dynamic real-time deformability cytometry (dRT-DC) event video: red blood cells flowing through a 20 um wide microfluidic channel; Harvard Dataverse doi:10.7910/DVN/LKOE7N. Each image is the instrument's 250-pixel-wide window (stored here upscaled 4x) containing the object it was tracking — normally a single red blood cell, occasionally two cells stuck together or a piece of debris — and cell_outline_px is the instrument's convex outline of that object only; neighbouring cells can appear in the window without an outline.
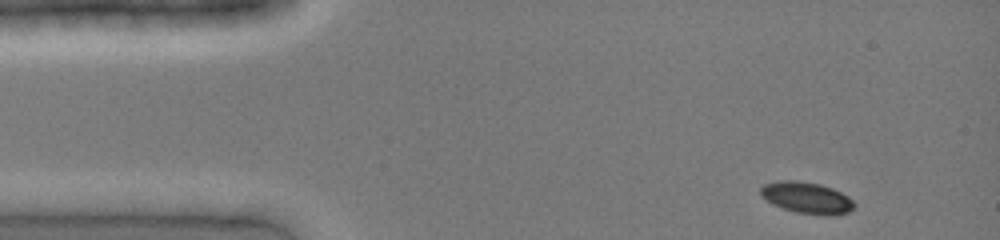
{"species": "common noctule bat (a hibernating species)", "species_latin": "Nyctalus noctula", "temperature_condition": "cold", "stored_images_in_passage": 33, "camera_frame_rate_fps": 3000, "um_per_image_px": 0.085, "animal": {"sex": "female", "body_mass_g": 19.0, "forearm_length_mm": 51.5}, "frame": {"image": 1, "passage_image": 1, "time_ms": 0.0, "image_size_px": [1000, 240], "cell_outline_px": [[856, 204], [848, 212], [836, 216], [824, 216], [796, 212], [772, 204], [760, 196], [760, 188], [764, 184], [780, 180], [796, 180], [820, 184], [832, 188], [848, 196]], "centroid_in_image_um": [68.57, 16.81], "position_along_channel_um": 16.4, "area_um2": 17.34}}
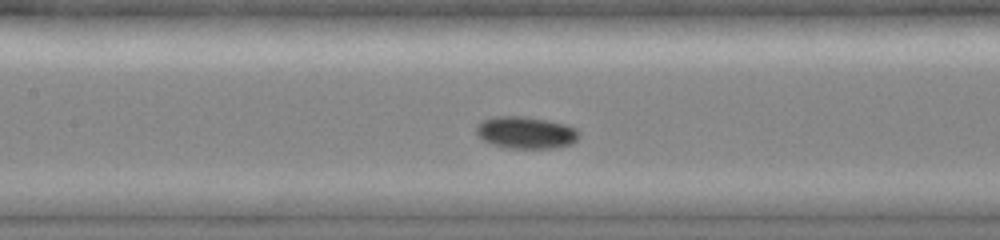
{"frame": {"image": 2, "passage_image": 16, "time_ms": 5.0, "image_size_px": [1000, 240], "cell_outline_px": [[580, 136], [572, 144], [552, 148], [508, 148], [492, 144], [476, 136], [476, 124], [484, 120], [496, 116], [520, 116], [548, 120], [568, 124], [576, 128], [580, 132]], "centroid_in_image_um": [44.71, 11.26], "position_along_channel_um": 162.7, "area_um2": 19.36}}
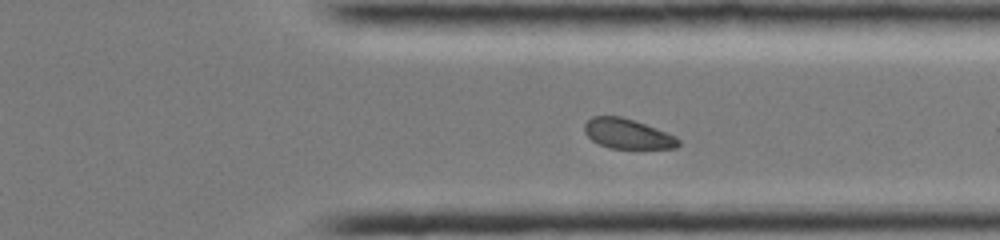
{"frame": {"image": 3, "passage_image": 29, "time_ms": 9.333, "image_size_px": [1000, 240], "cell_outline_px": [[680, 144], [676, 148], [608, 148], [592, 140], [584, 132], [584, 124], [592, 116], [620, 116], [656, 128], [676, 136], [680, 140]], "centroid_in_image_um": [53.33, 11.37], "position_along_channel_um": 358.1, "area_um2": 16.24}}